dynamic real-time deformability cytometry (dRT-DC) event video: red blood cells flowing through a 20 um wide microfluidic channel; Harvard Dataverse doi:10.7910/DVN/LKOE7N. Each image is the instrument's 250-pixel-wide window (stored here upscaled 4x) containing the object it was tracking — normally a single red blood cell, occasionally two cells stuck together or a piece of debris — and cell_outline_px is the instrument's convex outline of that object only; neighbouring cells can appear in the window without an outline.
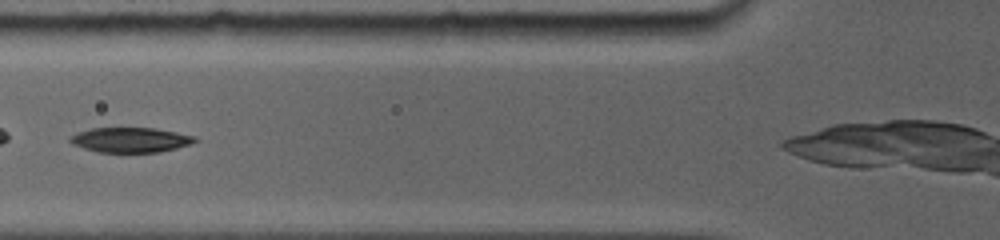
{"species": "common noctule bat (a hibernating species)", "species_latin": "Nyctalus noctula", "temperature_condition": "room temperature", "stored_images_in_passage": 2, "camera_frame_rate_fps": 5000, "um_per_image_px": 0.085, "animal": {"sex": "female", "body_mass_g": 19.0, "forearm_length_mm": 56.7}, "frame": {"image": 1, "passage_image": 2, "time_ms": 1.2, "image_size_px": [1000, 240], "cell_outline_px": [[200, 140], [192, 144], [160, 152], [100, 152], [84, 148], [72, 144], [68, 140], [68, 136], [76, 132], [92, 128], [156, 128], [196, 136]], "centroid_in_image_um": [11.1, 11.88], "position_along_channel_um": 114.7, "area_um2": 18.32}}